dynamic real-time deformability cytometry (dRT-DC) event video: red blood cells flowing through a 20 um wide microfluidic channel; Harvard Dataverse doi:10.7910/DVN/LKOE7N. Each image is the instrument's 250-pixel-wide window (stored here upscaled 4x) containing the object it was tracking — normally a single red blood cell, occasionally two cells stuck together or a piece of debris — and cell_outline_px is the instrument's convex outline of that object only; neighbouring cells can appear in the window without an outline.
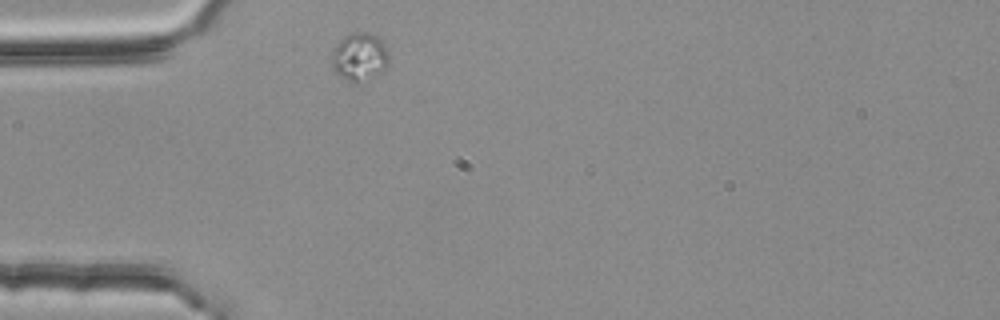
{"species": "common noctule bat (a hibernating species)", "species_latin": "Nyctalus noctula", "temperature_condition": "room temperature", "stored_images_in_passage": 1, "camera_frame_rate_fps": 3000, "um_per_image_px": 0.085, "animal": {"sex": "female", "body_mass_g": 25.1}, "frame": {"image": 1, "passage_image": 1, "time_ms": 0.0, "image_size_px": [1000, 320], "cell_outline_px": [[388, 64], [380, 72], [356, 80], [348, 80], [340, 76], [336, 72], [332, 64], [332, 52], [336, 44], [344, 36], [352, 32], [368, 32], [376, 36], [388, 48]], "centroid_in_image_um": [30.55, 4.75], "position_along_channel_um": 54.4, "area_um2": 15.37}}